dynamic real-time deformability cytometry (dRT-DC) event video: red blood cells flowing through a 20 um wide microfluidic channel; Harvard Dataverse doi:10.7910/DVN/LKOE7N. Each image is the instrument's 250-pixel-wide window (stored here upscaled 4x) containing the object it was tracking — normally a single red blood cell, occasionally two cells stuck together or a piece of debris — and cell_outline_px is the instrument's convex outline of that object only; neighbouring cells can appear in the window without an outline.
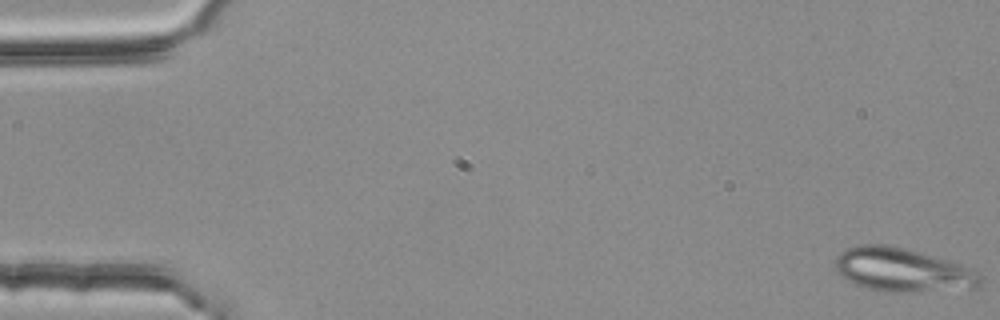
{"species": "common noctule bat (a hibernating species)", "species_latin": "Nyctalus noctula", "temperature_condition": "room temperature", "stored_images_in_passage": 5, "camera_frame_rate_fps": 3000, "um_per_image_px": 0.085, "animal": {"sex": "female", "body_mass_g": 25.1}, "frame": {"image": 1, "passage_image": 1, "time_ms": 0.0, "image_size_px": [1000, 320], "cell_outline_px": [[980, 288], [916, 292], [884, 292], [868, 288], [856, 284], [840, 276], [836, 272], [832, 264], [836, 256], [844, 248], [856, 244], [884, 244], [908, 248], [948, 260], [972, 268], [980, 276]], "centroid_in_image_um": [76.66, 22.93], "position_along_channel_um": 8.3, "area_um2": 37.63}}
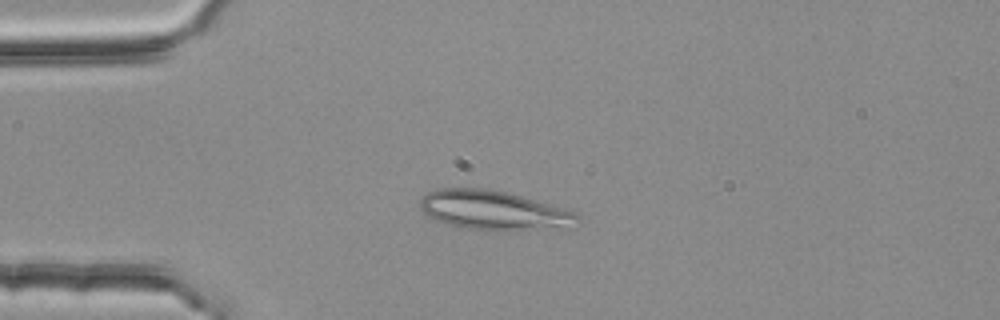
{"frame": {"image": 2, "passage_image": 4, "time_ms": 1.0, "image_size_px": [1000, 320], "cell_outline_px": [[580, 216], [576, 228], [516, 232], [468, 228], [448, 224], [436, 220], [428, 216], [420, 208], [420, 200], [428, 192], [436, 188], [488, 188], [508, 192], [564, 208], [576, 212]], "centroid_in_image_um": [42.08, 17.9], "position_along_channel_um": 42.9, "area_um2": 36.93}}